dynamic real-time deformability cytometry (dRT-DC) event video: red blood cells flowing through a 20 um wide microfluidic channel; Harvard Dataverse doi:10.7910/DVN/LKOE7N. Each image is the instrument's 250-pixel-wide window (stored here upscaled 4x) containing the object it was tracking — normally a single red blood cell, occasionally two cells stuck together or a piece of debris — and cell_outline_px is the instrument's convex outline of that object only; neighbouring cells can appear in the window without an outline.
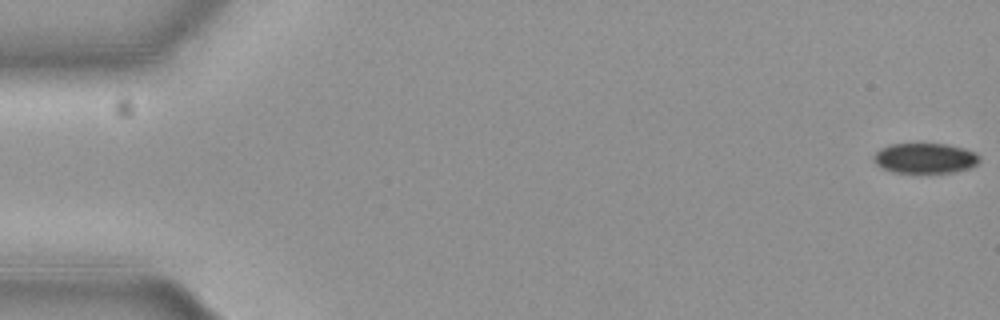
{"species": "common noctule bat (a hibernating species)", "species_latin": "Nyctalus noctula", "temperature_condition": "cold", "stored_images_in_passage": 57, "camera_frame_rate_fps": 3000, "um_per_image_px": 0.085, "animal": {"sex": "female", "body_mass_g": 19.3, "forearm_length_mm": 54.1}, "frame": {"image": 1, "passage_image": 1, "time_ms": 0.0, "image_size_px": [1000, 320], "cell_outline_px": [[980, 160], [976, 164], [968, 168], [956, 172], [892, 172], [880, 168], [872, 160], [872, 156], [880, 148], [892, 144], [944, 144], [964, 148], [976, 152], [980, 156]], "centroid_in_image_um": [78.6, 13.45], "position_along_channel_um": 6.4, "area_um2": 18.67}}
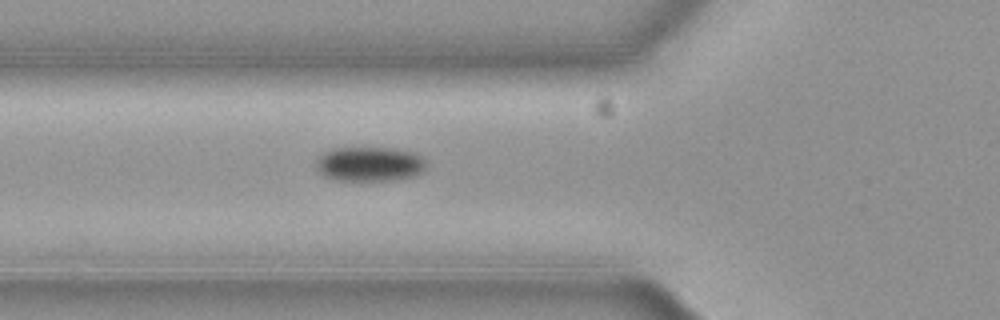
{"frame": {"image": 2, "passage_image": 21, "time_ms": 6.667, "image_size_px": [1000, 320], "cell_outline_px": [[428, 164], [416, 176], [392, 180], [360, 184], [332, 180], [316, 172], [312, 164], [324, 152], [332, 148], [392, 148], [416, 152], [428, 160]], "centroid_in_image_um": [31.37, 13.99], "position_along_channel_um": 94.4, "area_um2": 23.64}}
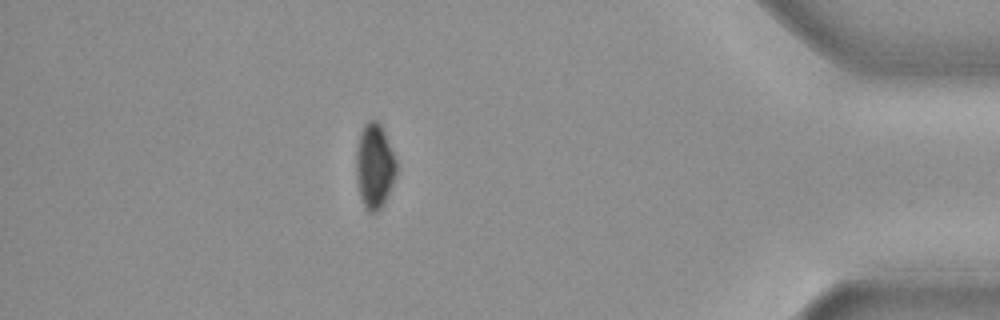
{"frame": {"image": 3, "passage_image": 50, "time_ms": 16.333, "image_size_px": [1000, 320], "cell_outline_px": [[396, 172], [392, 184], [384, 204], [376, 212], [368, 212], [364, 208], [360, 196], [356, 176], [356, 148], [360, 132], [364, 124], [368, 120], [376, 120], [380, 124], [384, 132], [396, 160]], "centroid_in_image_um": [31.81, 14.12], "position_along_channel_um": 403.4, "area_um2": 19.83}, "authors_computed_cell_mechanics": {"area_um2": 20.6924, "velocity_mm_per_s": 3.6938, "shape_relaxation_time_tau1_ms": 1.928, "shape_relaxation_time_tau2_ms": null, "deformation_change_tau1": 0.0573, "deformation_change_tau2": null}}